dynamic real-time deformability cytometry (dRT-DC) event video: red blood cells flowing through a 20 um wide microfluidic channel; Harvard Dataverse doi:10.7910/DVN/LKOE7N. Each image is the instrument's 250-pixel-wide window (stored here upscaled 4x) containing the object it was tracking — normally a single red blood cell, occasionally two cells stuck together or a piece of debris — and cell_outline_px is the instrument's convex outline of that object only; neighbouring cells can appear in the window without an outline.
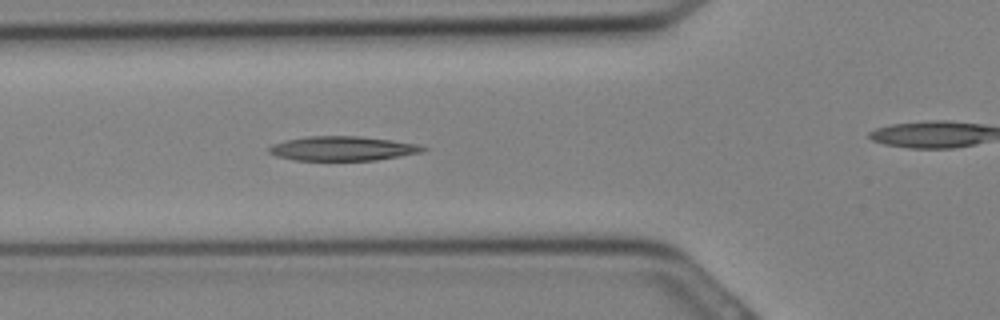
{"species": "Egyptian fruit bat (a non-hibernating species)", "species_latin": "Rousettus aegyptiacus", "temperature_condition": "cold", "stored_images_in_passage": 8, "segment_of_instrument_passage": [1, 2], "camera_frame_rate_fps": 3000, "um_per_image_px": 0.085, "animal": {"sex": "female"}, "frame": {"image": 1, "passage_image": 5, "time_ms": 1.333, "image_size_px": [1000, 320], "cell_outline_px": [[428, 148], [420, 152], [400, 156], [376, 160], [296, 160], [276, 156], [268, 152], [268, 148], [272, 144], [284, 140], [308, 136], [360, 136], [392, 140], [420, 144]], "centroid_in_image_um": [29.11, 12.61], "position_along_channel_um": 96.7, "area_um2": 21.91}}
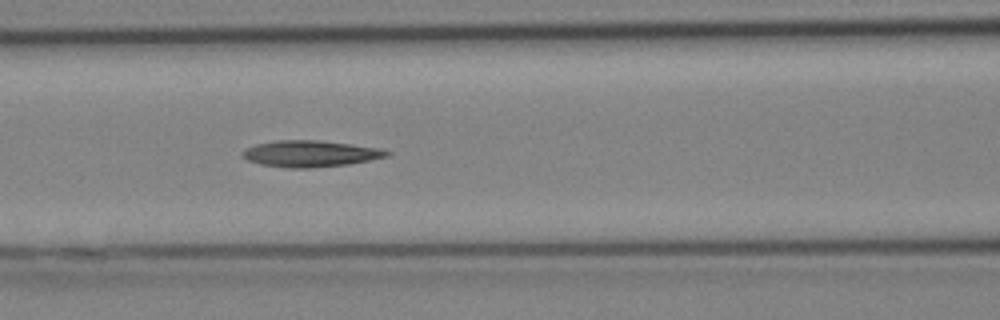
{"frame": {"image": 2, "passage_image": 7, "time_ms": 2.0, "image_size_px": [1000, 320], "cell_outline_px": [[392, 152], [388, 156], [348, 164], [308, 168], [292, 168], [260, 164], [248, 160], [240, 152], [244, 148], [256, 144], [276, 140], [320, 140], [380, 148]], "centroid_in_image_um": [26.36, 13.05], "position_along_channel_um": 140.2, "area_um2": 22.08}}